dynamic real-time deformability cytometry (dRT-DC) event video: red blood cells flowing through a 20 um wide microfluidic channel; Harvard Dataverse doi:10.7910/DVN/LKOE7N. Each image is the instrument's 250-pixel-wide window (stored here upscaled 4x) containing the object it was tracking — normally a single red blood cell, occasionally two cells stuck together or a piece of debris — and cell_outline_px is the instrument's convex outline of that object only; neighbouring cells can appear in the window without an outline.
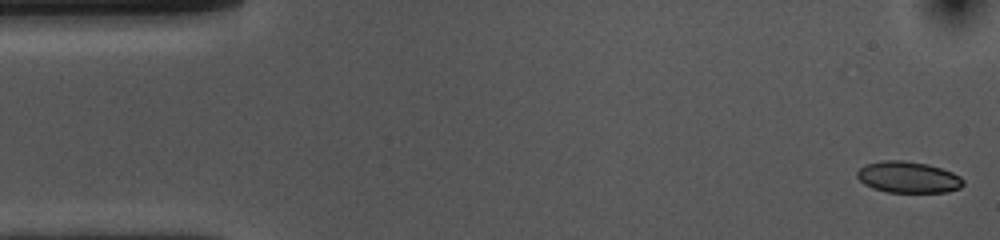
{"species": "common noctule bat (a hibernating species)", "species_latin": "Nyctalus noctula", "temperature_condition": "cold", "stored_images_in_passage": 15, "camera_frame_rate_fps": 3000, "um_per_image_px": 0.085, "animal": {"sex": "female", "body_mass_g": 10.0, "forearm_length_mm": 53.1}, "frame": {"image": 1, "passage_image": 1, "time_ms": 0.0, "image_size_px": [1000, 240], "cell_outline_px": [[964, 184], [960, 188], [948, 192], [888, 192], [872, 188], [864, 184], [856, 176], [856, 172], [864, 164], [884, 160], [904, 160], [928, 164], [952, 172], [960, 176], [964, 180]], "centroid_in_image_um": [77.19, 15.06], "position_along_channel_um": 7.8, "area_um2": 19.54}}
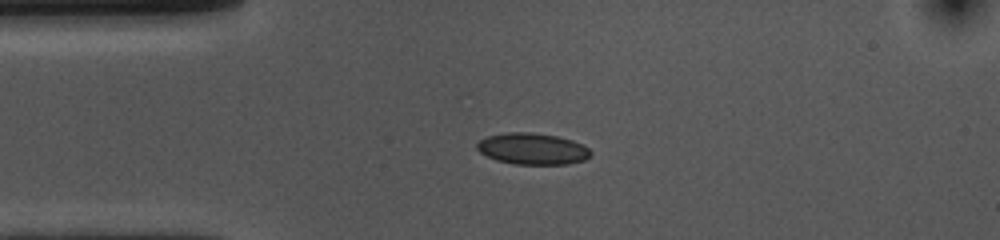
{"frame": {"image": 2, "passage_image": 11, "time_ms": 3.333, "image_size_px": [1000, 240], "cell_outline_px": [[592, 152], [584, 160], [568, 164], [512, 164], [496, 160], [480, 152], [476, 148], [476, 144], [480, 140], [488, 136], [508, 132], [528, 132], [556, 136], [572, 140], [584, 144]], "centroid_in_image_um": [45.26, 12.65], "position_along_channel_um": 39.7, "area_um2": 20.75}}
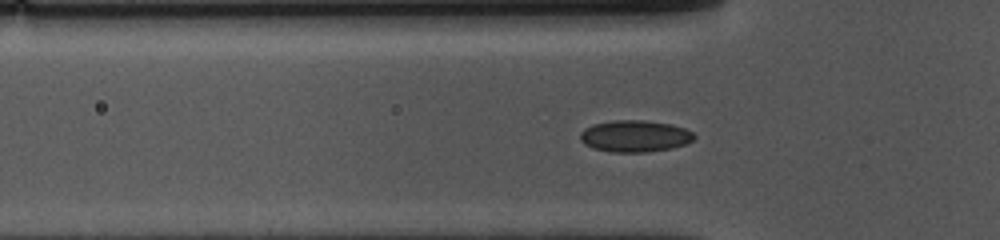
{"frame": {"image": 3, "passage_image": 15, "time_ms": 4.667, "image_size_px": [1000, 240], "cell_outline_px": [[696, 136], [692, 140], [684, 144], [672, 148], [648, 152], [612, 152], [596, 148], [584, 144], [580, 140], [580, 132], [584, 128], [592, 124], [612, 120], [644, 120], [672, 124], [684, 128], [692, 132]], "centroid_in_image_um": [53.95, 11.56], "position_along_channel_um": 71.9, "area_um2": 21.1}}